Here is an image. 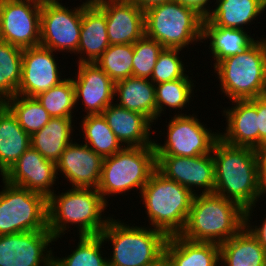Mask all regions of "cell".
Returning <instances> with one entry per match:
<instances>
[{"instance_id": "6da1fadb", "label": "cell", "mask_w": 266, "mask_h": 266, "mask_svg": "<svg viewBox=\"0 0 266 266\" xmlns=\"http://www.w3.org/2000/svg\"><path fill=\"white\" fill-rule=\"evenodd\" d=\"M212 153L215 163L214 193L239 204L245 210V221H249L253 207L260 200V151L232 146L218 139Z\"/></svg>"}, {"instance_id": "7a4b0ae2", "label": "cell", "mask_w": 266, "mask_h": 266, "mask_svg": "<svg viewBox=\"0 0 266 266\" xmlns=\"http://www.w3.org/2000/svg\"><path fill=\"white\" fill-rule=\"evenodd\" d=\"M66 191L59 195L53 193L47 199L49 232L58 240L70 228V223L78 224L80 236L100 235L110 217L102 218L108 205L99 191L80 187Z\"/></svg>"}, {"instance_id": "3957f363", "label": "cell", "mask_w": 266, "mask_h": 266, "mask_svg": "<svg viewBox=\"0 0 266 266\" xmlns=\"http://www.w3.org/2000/svg\"><path fill=\"white\" fill-rule=\"evenodd\" d=\"M244 226L245 210L239 204L216 193H196L180 235L191 241L220 245Z\"/></svg>"}, {"instance_id": "277c9868", "label": "cell", "mask_w": 266, "mask_h": 266, "mask_svg": "<svg viewBox=\"0 0 266 266\" xmlns=\"http://www.w3.org/2000/svg\"><path fill=\"white\" fill-rule=\"evenodd\" d=\"M149 224L167 237L180 235L190 213L194 193L155 170L142 191Z\"/></svg>"}, {"instance_id": "5b68a950", "label": "cell", "mask_w": 266, "mask_h": 266, "mask_svg": "<svg viewBox=\"0 0 266 266\" xmlns=\"http://www.w3.org/2000/svg\"><path fill=\"white\" fill-rule=\"evenodd\" d=\"M221 91L231 101L251 100L266 94V38L256 40L242 53L214 65Z\"/></svg>"}, {"instance_id": "8992f818", "label": "cell", "mask_w": 266, "mask_h": 266, "mask_svg": "<svg viewBox=\"0 0 266 266\" xmlns=\"http://www.w3.org/2000/svg\"><path fill=\"white\" fill-rule=\"evenodd\" d=\"M103 241L112 242L108 266H150L164 256L167 236L160 230L124 224L109 219L100 233Z\"/></svg>"}, {"instance_id": "52a82bcc", "label": "cell", "mask_w": 266, "mask_h": 266, "mask_svg": "<svg viewBox=\"0 0 266 266\" xmlns=\"http://www.w3.org/2000/svg\"><path fill=\"white\" fill-rule=\"evenodd\" d=\"M203 20L194 9L175 0L167 1L144 11L145 36L164 48L182 50L202 40Z\"/></svg>"}, {"instance_id": "ba28073f", "label": "cell", "mask_w": 266, "mask_h": 266, "mask_svg": "<svg viewBox=\"0 0 266 266\" xmlns=\"http://www.w3.org/2000/svg\"><path fill=\"white\" fill-rule=\"evenodd\" d=\"M155 170L154 146L124 147L104 158L97 190L106 203L107 195L125 194L134 188L141 192Z\"/></svg>"}, {"instance_id": "9c48e42d", "label": "cell", "mask_w": 266, "mask_h": 266, "mask_svg": "<svg viewBox=\"0 0 266 266\" xmlns=\"http://www.w3.org/2000/svg\"><path fill=\"white\" fill-rule=\"evenodd\" d=\"M0 235L48 230L47 198L2 180Z\"/></svg>"}, {"instance_id": "30bf717a", "label": "cell", "mask_w": 266, "mask_h": 266, "mask_svg": "<svg viewBox=\"0 0 266 266\" xmlns=\"http://www.w3.org/2000/svg\"><path fill=\"white\" fill-rule=\"evenodd\" d=\"M193 115L182 113L171 118L164 144H153L156 156L194 157L212 153L219 133H212Z\"/></svg>"}, {"instance_id": "8fae6325", "label": "cell", "mask_w": 266, "mask_h": 266, "mask_svg": "<svg viewBox=\"0 0 266 266\" xmlns=\"http://www.w3.org/2000/svg\"><path fill=\"white\" fill-rule=\"evenodd\" d=\"M60 0H44L40 15V45L54 52L77 54L81 22L82 4L68 9ZM56 50V51H55Z\"/></svg>"}, {"instance_id": "7c38bea8", "label": "cell", "mask_w": 266, "mask_h": 266, "mask_svg": "<svg viewBox=\"0 0 266 266\" xmlns=\"http://www.w3.org/2000/svg\"><path fill=\"white\" fill-rule=\"evenodd\" d=\"M42 0H0V40L26 49L40 45Z\"/></svg>"}, {"instance_id": "4fadbf2b", "label": "cell", "mask_w": 266, "mask_h": 266, "mask_svg": "<svg viewBox=\"0 0 266 266\" xmlns=\"http://www.w3.org/2000/svg\"><path fill=\"white\" fill-rule=\"evenodd\" d=\"M52 241L49 231L0 235V266H52L53 252L47 250Z\"/></svg>"}, {"instance_id": "5bb4252c", "label": "cell", "mask_w": 266, "mask_h": 266, "mask_svg": "<svg viewBox=\"0 0 266 266\" xmlns=\"http://www.w3.org/2000/svg\"><path fill=\"white\" fill-rule=\"evenodd\" d=\"M156 170L194 194L197 191L193 189L194 186L204 188V194L214 193L215 163L212 153L194 157L156 156Z\"/></svg>"}, {"instance_id": "9a60e30c", "label": "cell", "mask_w": 266, "mask_h": 266, "mask_svg": "<svg viewBox=\"0 0 266 266\" xmlns=\"http://www.w3.org/2000/svg\"><path fill=\"white\" fill-rule=\"evenodd\" d=\"M54 56L53 50L41 45L23 49L21 82L17 95L36 97L64 80L59 75V66Z\"/></svg>"}, {"instance_id": "2e32d148", "label": "cell", "mask_w": 266, "mask_h": 266, "mask_svg": "<svg viewBox=\"0 0 266 266\" xmlns=\"http://www.w3.org/2000/svg\"><path fill=\"white\" fill-rule=\"evenodd\" d=\"M56 176V164L30 146L1 177L10 184L42 194L48 199L54 193L50 188L55 184Z\"/></svg>"}, {"instance_id": "e0dca14e", "label": "cell", "mask_w": 266, "mask_h": 266, "mask_svg": "<svg viewBox=\"0 0 266 266\" xmlns=\"http://www.w3.org/2000/svg\"><path fill=\"white\" fill-rule=\"evenodd\" d=\"M106 15L110 45L134 44L145 35L144 11L128 0H92Z\"/></svg>"}, {"instance_id": "ac0fdd59", "label": "cell", "mask_w": 266, "mask_h": 266, "mask_svg": "<svg viewBox=\"0 0 266 266\" xmlns=\"http://www.w3.org/2000/svg\"><path fill=\"white\" fill-rule=\"evenodd\" d=\"M75 88V105L79 99L88 114H102L113 103L115 83L96 63H78Z\"/></svg>"}, {"instance_id": "d6986e66", "label": "cell", "mask_w": 266, "mask_h": 266, "mask_svg": "<svg viewBox=\"0 0 266 266\" xmlns=\"http://www.w3.org/2000/svg\"><path fill=\"white\" fill-rule=\"evenodd\" d=\"M104 158L85 144L72 142L56 163L58 171L72 184V187L98 188Z\"/></svg>"}, {"instance_id": "ffe728a7", "label": "cell", "mask_w": 266, "mask_h": 266, "mask_svg": "<svg viewBox=\"0 0 266 266\" xmlns=\"http://www.w3.org/2000/svg\"><path fill=\"white\" fill-rule=\"evenodd\" d=\"M235 106L223 110L226 132L219 139L232 146L251 147L259 150L257 98L232 101Z\"/></svg>"}, {"instance_id": "44dd1931", "label": "cell", "mask_w": 266, "mask_h": 266, "mask_svg": "<svg viewBox=\"0 0 266 266\" xmlns=\"http://www.w3.org/2000/svg\"><path fill=\"white\" fill-rule=\"evenodd\" d=\"M102 114L123 146H154L155 141L150 139L152 121L147 116L125 109L114 102Z\"/></svg>"}, {"instance_id": "7402d4cb", "label": "cell", "mask_w": 266, "mask_h": 266, "mask_svg": "<svg viewBox=\"0 0 266 266\" xmlns=\"http://www.w3.org/2000/svg\"><path fill=\"white\" fill-rule=\"evenodd\" d=\"M109 46L105 13L92 0L83 2L78 63H95Z\"/></svg>"}, {"instance_id": "603a6c76", "label": "cell", "mask_w": 266, "mask_h": 266, "mask_svg": "<svg viewBox=\"0 0 266 266\" xmlns=\"http://www.w3.org/2000/svg\"><path fill=\"white\" fill-rule=\"evenodd\" d=\"M164 257L168 266H217L220 263V246L174 235L167 238Z\"/></svg>"}, {"instance_id": "cb8c5ba5", "label": "cell", "mask_w": 266, "mask_h": 266, "mask_svg": "<svg viewBox=\"0 0 266 266\" xmlns=\"http://www.w3.org/2000/svg\"><path fill=\"white\" fill-rule=\"evenodd\" d=\"M31 146V136L3 103L0 106V175H4Z\"/></svg>"}, {"instance_id": "d4e9b609", "label": "cell", "mask_w": 266, "mask_h": 266, "mask_svg": "<svg viewBox=\"0 0 266 266\" xmlns=\"http://www.w3.org/2000/svg\"><path fill=\"white\" fill-rule=\"evenodd\" d=\"M219 246L222 266H266V250L246 226Z\"/></svg>"}, {"instance_id": "484cf974", "label": "cell", "mask_w": 266, "mask_h": 266, "mask_svg": "<svg viewBox=\"0 0 266 266\" xmlns=\"http://www.w3.org/2000/svg\"><path fill=\"white\" fill-rule=\"evenodd\" d=\"M215 9L210 10L203 23L217 27L244 30V25L266 10L265 0H216Z\"/></svg>"}, {"instance_id": "4316f807", "label": "cell", "mask_w": 266, "mask_h": 266, "mask_svg": "<svg viewBox=\"0 0 266 266\" xmlns=\"http://www.w3.org/2000/svg\"><path fill=\"white\" fill-rule=\"evenodd\" d=\"M115 96L120 101L117 105L130 111L142 113L152 122L156 120L155 84L150 79L128 77L115 82Z\"/></svg>"}, {"instance_id": "83f0119b", "label": "cell", "mask_w": 266, "mask_h": 266, "mask_svg": "<svg viewBox=\"0 0 266 266\" xmlns=\"http://www.w3.org/2000/svg\"><path fill=\"white\" fill-rule=\"evenodd\" d=\"M72 121V118H51L41 130L31 136V146L45 159L56 164L65 148L73 142Z\"/></svg>"}, {"instance_id": "f1b7e54d", "label": "cell", "mask_w": 266, "mask_h": 266, "mask_svg": "<svg viewBox=\"0 0 266 266\" xmlns=\"http://www.w3.org/2000/svg\"><path fill=\"white\" fill-rule=\"evenodd\" d=\"M246 30L217 27L213 23L202 24V40L210 41V51L215 63L246 50L256 40Z\"/></svg>"}, {"instance_id": "f546056e", "label": "cell", "mask_w": 266, "mask_h": 266, "mask_svg": "<svg viewBox=\"0 0 266 266\" xmlns=\"http://www.w3.org/2000/svg\"><path fill=\"white\" fill-rule=\"evenodd\" d=\"M81 128L85 145L103 158L109 157L123 149V146L103 116V114L84 115Z\"/></svg>"}, {"instance_id": "4dcf8cb0", "label": "cell", "mask_w": 266, "mask_h": 266, "mask_svg": "<svg viewBox=\"0 0 266 266\" xmlns=\"http://www.w3.org/2000/svg\"><path fill=\"white\" fill-rule=\"evenodd\" d=\"M23 49L0 40V100L17 95L21 82Z\"/></svg>"}, {"instance_id": "1f68e13d", "label": "cell", "mask_w": 266, "mask_h": 266, "mask_svg": "<svg viewBox=\"0 0 266 266\" xmlns=\"http://www.w3.org/2000/svg\"><path fill=\"white\" fill-rule=\"evenodd\" d=\"M3 103L11 110L19 125L30 136L41 130L51 119L36 97L15 95Z\"/></svg>"}, {"instance_id": "d6a6232c", "label": "cell", "mask_w": 266, "mask_h": 266, "mask_svg": "<svg viewBox=\"0 0 266 266\" xmlns=\"http://www.w3.org/2000/svg\"><path fill=\"white\" fill-rule=\"evenodd\" d=\"M103 243L100 235L79 236L76 249L67 257L53 256L52 266H108V259L102 256Z\"/></svg>"}, {"instance_id": "836d02e7", "label": "cell", "mask_w": 266, "mask_h": 266, "mask_svg": "<svg viewBox=\"0 0 266 266\" xmlns=\"http://www.w3.org/2000/svg\"><path fill=\"white\" fill-rule=\"evenodd\" d=\"M51 118H73L75 109V88L72 78H64L58 85L36 96Z\"/></svg>"}, {"instance_id": "e575fe53", "label": "cell", "mask_w": 266, "mask_h": 266, "mask_svg": "<svg viewBox=\"0 0 266 266\" xmlns=\"http://www.w3.org/2000/svg\"><path fill=\"white\" fill-rule=\"evenodd\" d=\"M189 78L182 77L174 81L155 84L156 119L161 116L164 109H167L166 106L182 111L183 107H186L187 103L189 104L194 89L192 88L194 83Z\"/></svg>"}, {"instance_id": "d590c367", "label": "cell", "mask_w": 266, "mask_h": 266, "mask_svg": "<svg viewBox=\"0 0 266 266\" xmlns=\"http://www.w3.org/2000/svg\"><path fill=\"white\" fill-rule=\"evenodd\" d=\"M133 44L110 45L95 62L115 83L132 76Z\"/></svg>"}, {"instance_id": "8d00e7d4", "label": "cell", "mask_w": 266, "mask_h": 266, "mask_svg": "<svg viewBox=\"0 0 266 266\" xmlns=\"http://www.w3.org/2000/svg\"><path fill=\"white\" fill-rule=\"evenodd\" d=\"M164 47L154 39L143 36L133 44L132 76L150 79L159 54Z\"/></svg>"}, {"instance_id": "74e56055", "label": "cell", "mask_w": 266, "mask_h": 266, "mask_svg": "<svg viewBox=\"0 0 266 266\" xmlns=\"http://www.w3.org/2000/svg\"><path fill=\"white\" fill-rule=\"evenodd\" d=\"M181 49L164 48L159 54L150 80L153 84L174 81L182 77H189L185 72L180 57Z\"/></svg>"}, {"instance_id": "f35d334b", "label": "cell", "mask_w": 266, "mask_h": 266, "mask_svg": "<svg viewBox=\"0 0 266 266\" xmlns=\"http://www.w3.org/2000/svg\"><path fill=\"white\" fill-rule=\"evenodd\" d=\"M259 151L266 150V94L257 98Z\"/></svg>"}, {"instance_id": "ab89813d", "label": "cell", "mask_w": 266, "mask_h": 266, "mask_svg": "<svg viewBox=\"0 0 266 266\" xmlns=\"http://www.w3.org/2000/svg\"><path fill=\"white\" fill-rule=\"evenodd\" d=\"M180 4L194 9L198 14H200L204 19L210 12V7L207 6L210 0H175ZM207 6V7H206ZM209 8V9H207Z\"/></svg>"}, {"instance_id": "60d3db41", "label": "cell", "mask_w": 266, "mask_h": 266, "mask_svg": "<svg viewBox=\"0 0 266 266\" xmlns=\"http://www.w3.org/2000/svg\"><path fill=\"white\" fill-rule=\"evenodd\" d=\"M266 194V150L260 151L259 160V198Z\"/></svg>"}, {"instance_id": "b9f144b4", "label": "cell", "mask_w": 266, "mask_h": 266, "mask_svg": "<svg viewBox=\"0 0 266 266\" xmlns=\"http://www.w3.org/2000/svg\"><path fill=\"white\" fill-rule=\"evenodd\" d=\"M249 221H245V226L258 239L260 245L266 250V217L261 226H252ZM251 225V226H250ZM255 227V228H253Z\"/></svg>"}, {"instance_id": "7bdbcfd3", "label": "cell", "mask_w": 266, "mask_h": 266, "mask_svg": "<svg viewBox=\"0 0 266 266\" xmlns=\"http://www.w3.org/2000/svg\"><path fill=\"white\" fill-rule=\"evenodd\" d=\"M130 2L135 3L140 9H142L143 11H146L147 9L162 4L164 2L167 1H171V0H128Z\"/></svg>"}, {"instance_id": "ee69618b", "label": "cell", "mask_w": 266, "mask_h": 266, "mask_svg": "<svg viewBox=\"0 0 266 266\" xmlns=\"http://www.w3.org/2000/svg\"><path fill=\"white\" fill-rule=\"evenodd\" d=\"M150 266H168L165 257L163 256L158 262Z\"/></svg>"}]
</instances>
